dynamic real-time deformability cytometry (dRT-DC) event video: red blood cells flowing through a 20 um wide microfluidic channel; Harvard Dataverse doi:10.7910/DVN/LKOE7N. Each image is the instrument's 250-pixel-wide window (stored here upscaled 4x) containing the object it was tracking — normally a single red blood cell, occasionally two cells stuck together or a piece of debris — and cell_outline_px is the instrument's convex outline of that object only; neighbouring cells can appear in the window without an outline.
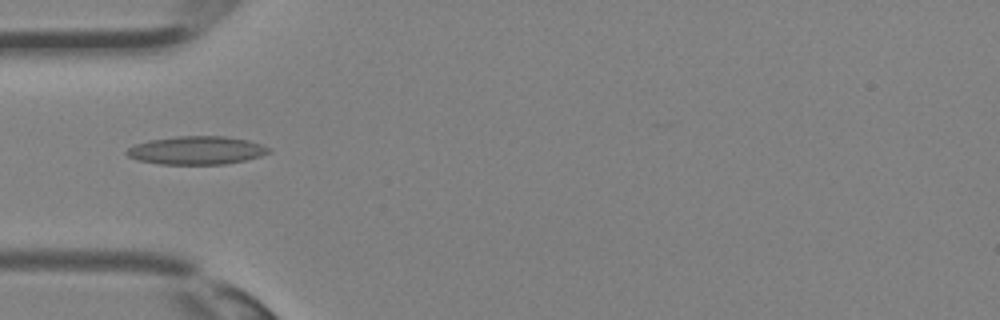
{"species": "Egyptian fruit bat (a non-hibernating species)", "species_latin": "Rousettus aegyptiacus", "temperature_condition": "room temperature", "stored_images_in_passage": 25, "camera_frame_rate_fps": 3000, "um_per_image_px": 0.085, "animal": {"sex": "female"}, "frame": {"image": 1, "passage_image": 1, "time_ms": 0.0, "image_size_px": [1000, 320], "cell_outline_px": [[272, 152], [260, 156], [244, 160], [224, 164], [160, 164], [136, 160], [128, 156], [124, 152], [128, 148], [136, 144], [148, 140], [176, 136], [224, 136], [248, 140], [272, 148]], "centroid_in_image_um": [16.7, 12.77], "position_along_channel_um": 68.3, "area_um2": 23.47}}
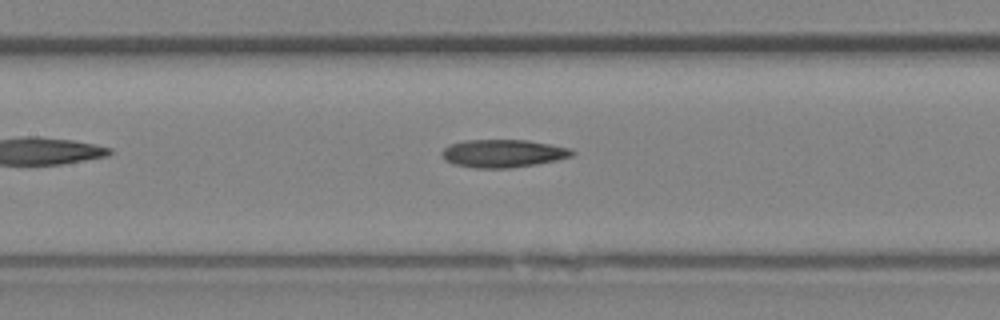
{"frame": {"image": 2, "passage_image": 6, "time_ms": 1.667, "image_size_px": [1000, 320], "cell_outline_px": [[576, 152], [572, 156], [556, 160], [536, 164], [512, 168], [472, 168], [452, 164], [444, 160], [440, 152], [448, 144], [464, 140], [528, 140], [552, 144], [572, 148]], "centroid_in_image_um": [42.74, 13.04], "position_along_channel_um": 164.7, "area_um2": 21.56}}
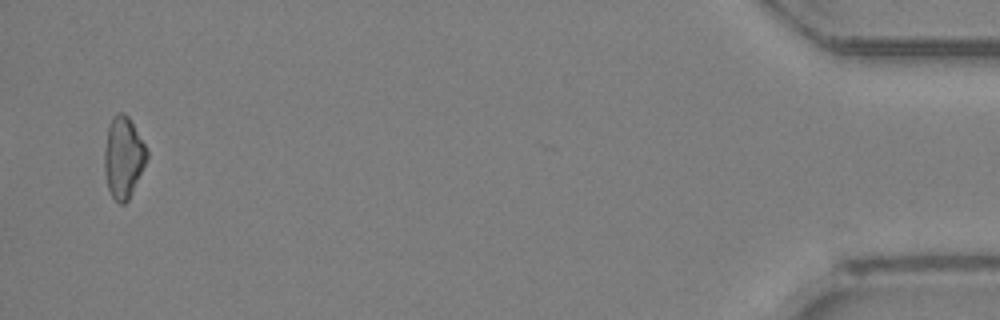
{"frame": {"image": 3, "passage_image": 24, "time_ms": 7.667, "image_size_px": [1000, 320], "cell_outline_px": [[148, 156], [132, 192], [128, 200], [124, 204], [120, 204], [112, 196], [108, 188], [104, 168], [104, 148], [108, 124], [112, 116], [116, 112], [124, 112], [128, 116], [144, 144], [148, 152]], "centroid_in_image_um": [10.46, 13.34], "position_along_channel_um": 424.7, "area_um2": 20.0}}